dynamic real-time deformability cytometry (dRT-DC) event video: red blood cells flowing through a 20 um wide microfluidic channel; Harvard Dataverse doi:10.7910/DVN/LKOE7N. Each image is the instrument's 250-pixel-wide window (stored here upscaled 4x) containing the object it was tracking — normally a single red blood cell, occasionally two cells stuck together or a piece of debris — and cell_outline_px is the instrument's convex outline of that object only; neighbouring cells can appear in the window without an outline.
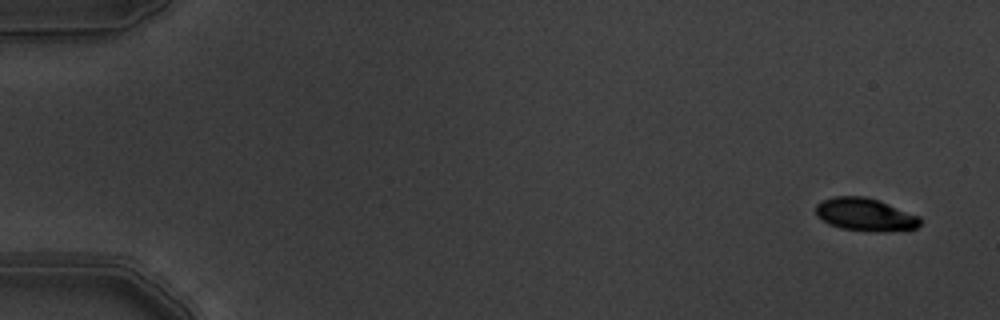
{"species": "common noctule bat (a hibernating species)", "species_latin": "Nyctalus noctula", "temperature_condition": "warm", "stored_images_in_passage": 10, "camera_frame_rate_fps": 3000, "um_per_image_px": 0.085, "animal": {"sex": "male", "body_mass_g": 19.5, "forearm_length_mm": 54.6}, "frame": {"image": 1, "passage_image": 1, "time_ms": 0.0, "image_size_px": [1000, 320], "cell_outline_px": [[924, 220], [916, 228], [884, 232], [876, 232], [840, 228], [828, 224], [816, 216], [816, 204], [832, 196], [864, 196], [880, 200], [920, 216]], "centroid_in_image_um": [73.57, 18.24], "position_along_channel_um": 11.4, "area_um2": 20.29}}
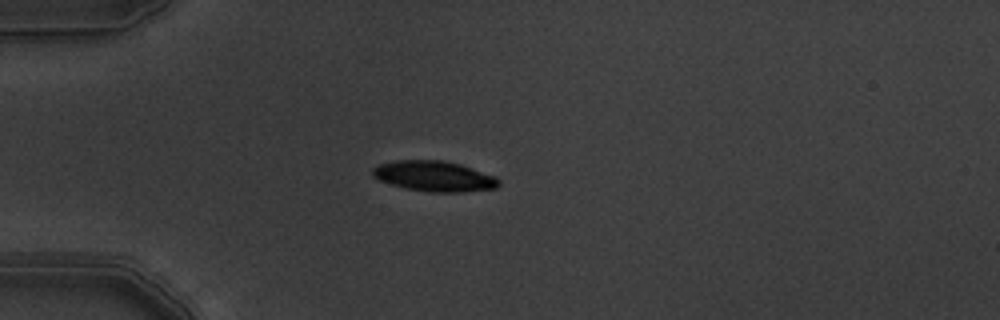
{"frame": {"image": 2, "passage_image": 5, "time_ms": 1.333, "image_size_px": [1000, 320], "cell_outline_px": [[500, 184], [496, 188], [464, 192], [432, 192], [404, 188], [380, 180], [372, 176], [372, 168], [380, 164], [396, 160], [444, 160], [460, 164], [496, 176], [500, 180]], "centroid_in_image_um": [36.93, 14.97], "position_along_channel_um": 48.1, "area_um2": 22.43}}